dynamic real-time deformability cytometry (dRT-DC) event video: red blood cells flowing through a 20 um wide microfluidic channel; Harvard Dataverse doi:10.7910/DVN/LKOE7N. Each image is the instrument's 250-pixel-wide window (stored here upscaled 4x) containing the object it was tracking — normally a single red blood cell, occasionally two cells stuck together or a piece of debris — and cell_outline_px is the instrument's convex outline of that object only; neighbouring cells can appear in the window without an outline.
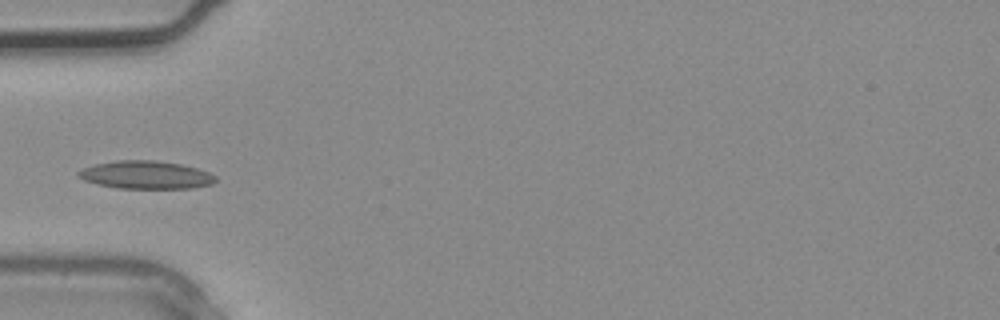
{"species": "common noctule bat (a hibernating species)", "species_latin": "Nyctalus noctula", "temperature_condition": "warm", "stored_images_in_passage": 3, "camera_frame_rate_fps": 3000, "um_per_image_px": 0.085, "animal": {"sex": "male", "body_mass_g": 20.4}, "frame": {"image": 1, "passage_image": 3, "time_ms": 0.667, "image_size_px": [1000, 320], "cell_outline_px": [[216, 180], [212, 184], [192, 188], [116, 188], [96, 184], [84, 180], [76, 176], [76, 172], [84, 168], [96, 164], [116, 160], [156, 160], [180, 164], [196, 168], [208, 172], [216, 176]], "centroid_in_image_um": [12.37, 14.87], "position_along_channel_um": 72.6, "area_um2": 22.37}}